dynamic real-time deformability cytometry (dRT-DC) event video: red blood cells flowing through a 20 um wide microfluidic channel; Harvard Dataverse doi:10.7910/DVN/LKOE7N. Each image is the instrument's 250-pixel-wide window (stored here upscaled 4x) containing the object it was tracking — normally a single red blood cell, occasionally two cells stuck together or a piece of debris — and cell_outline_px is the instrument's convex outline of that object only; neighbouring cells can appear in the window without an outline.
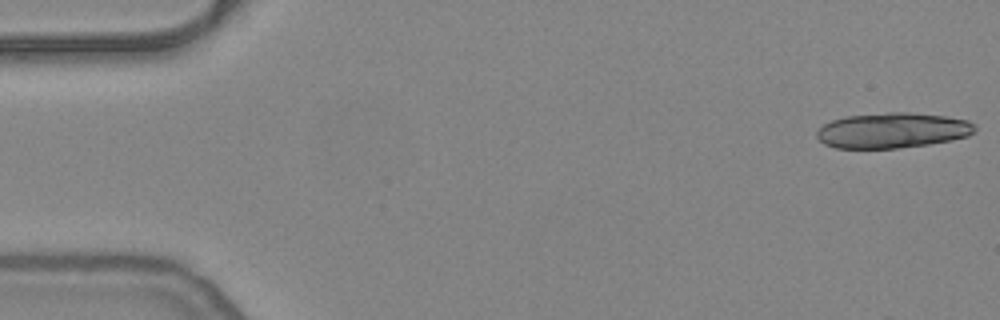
{"species": "common noctule bat (a hibernating species)", "species_latin": "Nyctalus noctula", "temperature_condition": "warm", "stored_images_in_passage": 15, "camera_frame_rate_fps": 3000, "um_per_image_px": 0.085, "animal": {"sex": "female", "body_mass_g": 24.6, "forearm_length_mm": 56.2}, "frame": {"image": 1, "passage_image": 1, "time_ms": 0.0, "image_size_px": [1000, 320], "cell_outline_px": [[976, 132], [968, 136], [952, 140], [928, 144], [900, 148], [836, 148], [824, 144], [816, 136], [816, 132], [824, 124], [832, 120], [844, 116], [888, 112], [912, 112], [944, 116], [968, 120], [976, 124]], "centroid_in_image_um": [75.89, 11.08], "position_along_channel_um": 9.1, "area_um2": 32.83}}